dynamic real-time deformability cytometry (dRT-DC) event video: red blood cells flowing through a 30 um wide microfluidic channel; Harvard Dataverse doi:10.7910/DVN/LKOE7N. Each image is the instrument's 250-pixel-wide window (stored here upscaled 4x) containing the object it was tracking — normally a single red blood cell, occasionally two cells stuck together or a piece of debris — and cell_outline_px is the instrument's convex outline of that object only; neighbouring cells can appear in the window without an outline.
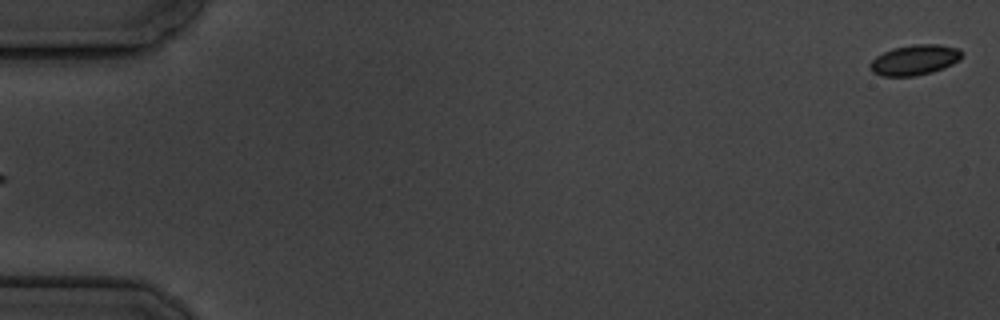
{"species": "common noctule bat (a hibernating species)", "species_latin": "Nyctalus noctula", "temperature_condition": "cold", "stored_images_in_passage": 5, "segment_of_instrument_passage": [2, 2], "camera_frame_rate_fps": 3000, "um_per_image_px": 0.085, "animal": {"sex": "male", "body_mass_g": 19.5, "forearm_length_mm": 54.6}, "frame": {"image": 1, "passage_image": 5, "time_ms": 4.667, "image_size_px": [1000, 320], "cell_outline_px": [[960, 60], [944, 68], [932, 72], [916, 76], [880, 76], [872, 72], [868, 68], [868, 64], [876, 56], [892, 48], [912, 44], [940, 44], [956, 48], [960, 52]], "centroid_in_image_um": [77.68, 5.1], "position_along_channel_um": 7.3, "area_um2": 16.3}}